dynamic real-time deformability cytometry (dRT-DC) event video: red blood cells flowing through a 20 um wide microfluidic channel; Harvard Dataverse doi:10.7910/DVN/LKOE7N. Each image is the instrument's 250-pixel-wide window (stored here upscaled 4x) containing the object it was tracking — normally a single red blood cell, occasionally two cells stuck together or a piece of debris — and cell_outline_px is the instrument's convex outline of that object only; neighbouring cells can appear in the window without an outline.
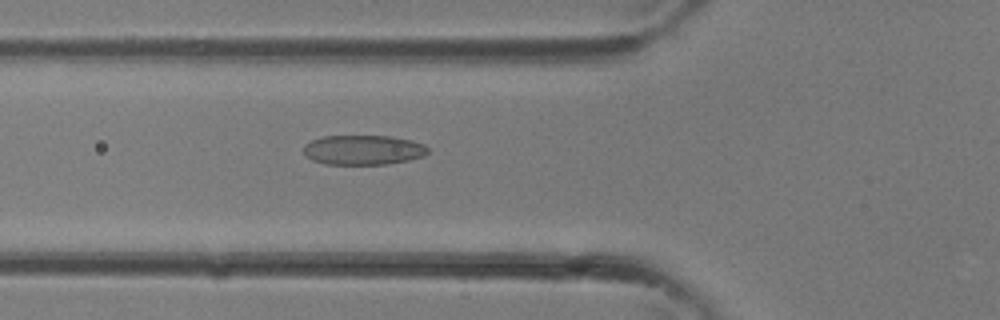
{"species": "common noctule bat (a hibernating species)", "species_latin": "Nyctalus noctula", "temperature_condition": "room temperature", "stored_images_in_passage": 35, "camera_frame_rate_fps": 3000, "um_per_image_px": 0.085, "animal": {"sex": "female"}, "frame": {"image": 1, "passage_image": 13, "time_ms": 4.0, "image_size_px": [1000, 320], "cell_outline_px": [[428, 152], [424, 156], [408, 160], [388, 164], [324, 164], [312, 160], [304, 156], [304, 144], [312, 140], [324, 136], [392, 136], [412, 140], [424, 144], [428, 148]], "centroid_in_image_um": [30.87, 12.74], "position_along_channel_um": 94.9, "area_um2": 21.68}}
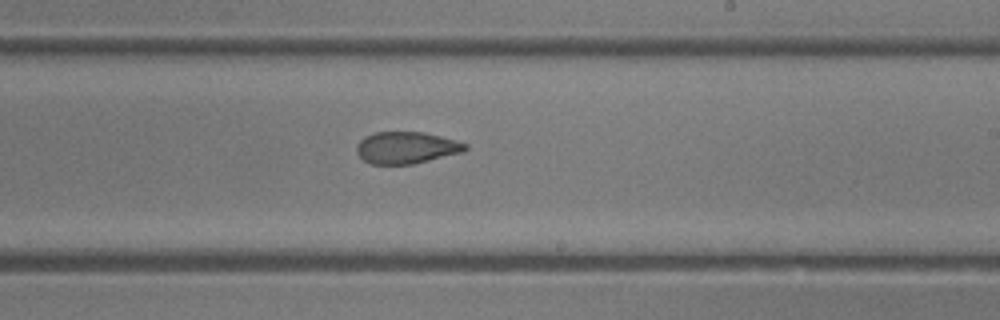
{"frame": {"image": 2, "passage_image": 21, "time_ms": 6.667, "image_size_px": [1000, 320], "cell_outline_px": [[468, 148], [464, 152], [412, 164], [368, 164], [356, 152], [356, 144], [364, 136], [372, 132], [424, 132], [456, 140], [468, 144]], "centroid_in_image_um": [34.53, 12.55], "position_along_channel_um": 254.5, "area_um2": 20.35}}
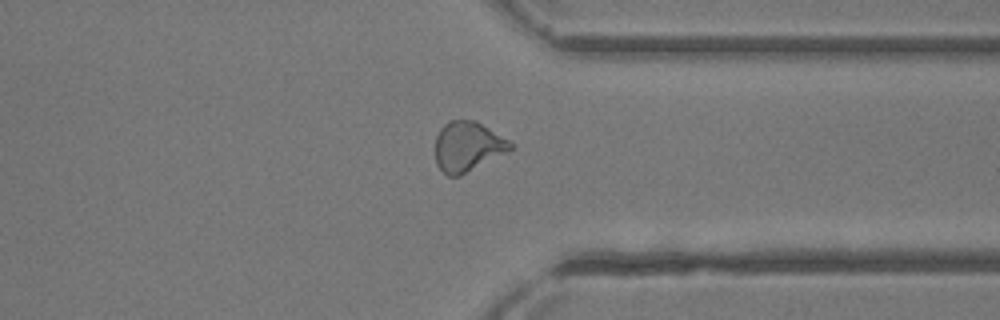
{"frame": {"image": 3, "passage_image": 27, "time_ms": 8.667, "image_size_px": [1000, 320], "cell_outline_px": [[512, 148], [460, 176], [448, 176], [436, 164], [436, 136], [440, 128], [444, 124], [452, 120], [476, 120], [508, 140], [512, 144]], "centroid_in_image_um": [39.71, 12.44], "position_along_channel_um": 371.7, "area_um2": 21.39}}